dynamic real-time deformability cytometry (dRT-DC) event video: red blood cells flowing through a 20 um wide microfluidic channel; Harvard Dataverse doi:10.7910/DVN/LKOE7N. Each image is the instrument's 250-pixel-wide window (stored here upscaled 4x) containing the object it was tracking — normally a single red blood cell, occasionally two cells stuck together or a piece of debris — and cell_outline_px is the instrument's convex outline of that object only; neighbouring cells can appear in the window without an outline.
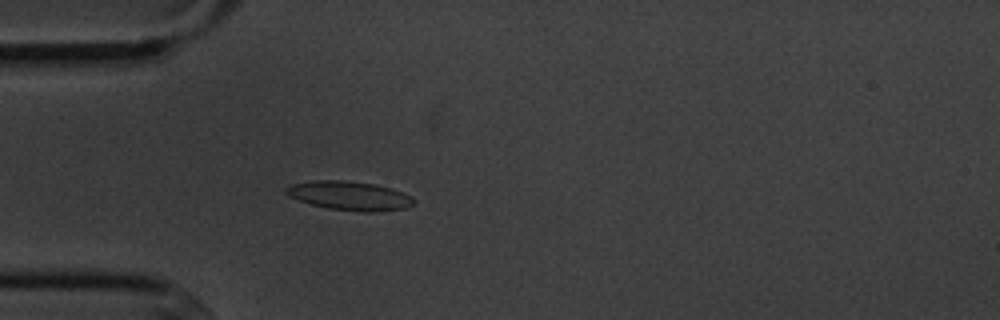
{"species": "common noctule bat (a hibernating species)", "species_latin": "Nyctalus noctula", "temperature_condition": "cold", "stored_images_in_passage": 4, "camera_frame_rate_fps": 3000, "um_per_image_px": 0.085, "animal": {"sex": "male", "body_mass_g": 20.1, "forearm_length_mm": 53.5}, "frame": {"image": 1, "passage_image": 4, "time_ms": 3.333, "image_size_px": [1000, 320], "cell_outline_px": [[416, 200], [412, 204], [404, 208], [372, 212], [364, 212], [328, 208], [312, 204], [288, 196], [284, 192], [284, 188], [288, 184], [312, 180], [344, 180], [372, 184], [388, 188], [412, 196]], "centroid_in_image_um": [29.64, 16.63], "position_along_channel_um": 55.4, "area_um2": 21.39}}